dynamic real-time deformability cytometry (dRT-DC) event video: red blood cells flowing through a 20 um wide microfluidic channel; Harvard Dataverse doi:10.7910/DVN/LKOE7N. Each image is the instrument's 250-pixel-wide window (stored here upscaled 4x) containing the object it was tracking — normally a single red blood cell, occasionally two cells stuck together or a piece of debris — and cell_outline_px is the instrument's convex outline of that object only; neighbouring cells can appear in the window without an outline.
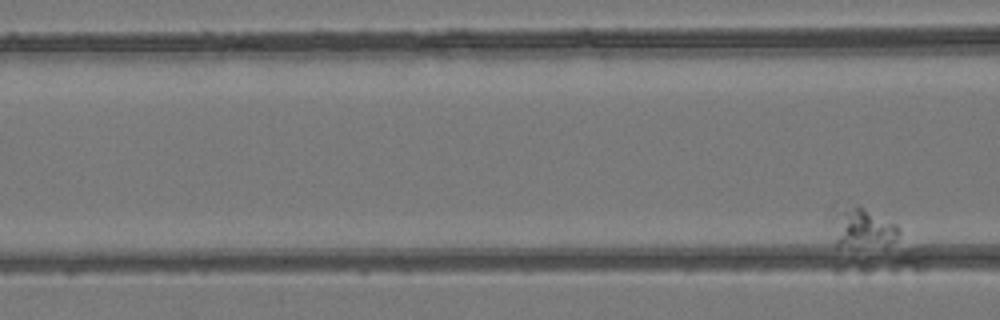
{"species": "common noctule bat (a hibernating species)", "species_latin": "Nyctalus noctula", "temperature_condition": "room temperature", "stored_images_in_passage": 3, "camera_frame_rate_fps": 3000, "um_per_image_px": 0.085, "animal": {"sex": "female", "body_mass_g": 24.6, "forearm_length_mm": 56.2}, "frame": {"image": 1, "passage_image": 3, "time_ms": 2.333, "image_size_px": [1000, 320], "cell_outline_px": [[900, 236], [896, 244], [884, 248], [836, 248], [832, 244], [824, 216], [828, 212], [848, 200], [860, 204], [896, 224], [900, 228]], "centroid_in_image_um": [73.1, 19.35], "position_along_channel_um": 93.5, "area_um2": 19.02}}